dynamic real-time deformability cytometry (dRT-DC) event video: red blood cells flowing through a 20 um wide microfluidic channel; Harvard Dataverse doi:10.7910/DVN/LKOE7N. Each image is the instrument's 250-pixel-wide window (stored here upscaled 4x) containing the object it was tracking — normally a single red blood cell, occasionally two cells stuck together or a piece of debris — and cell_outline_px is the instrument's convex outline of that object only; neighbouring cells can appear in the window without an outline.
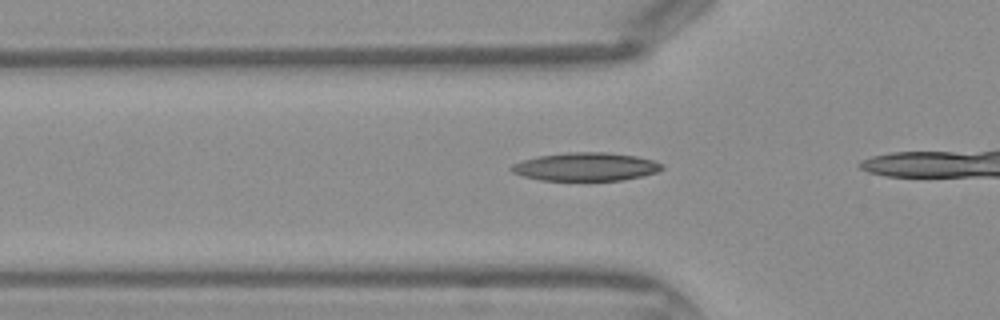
{"species": "Egyptian fruit bat (a non-hibernating species)", "species_latin": "Rousettus aegyptiacus", "temperature_condition": "warm", "stored_images_in_passage": 8, "camera_frame_rate_fps": 3000, "um_per_image_px": 0.085, "frame": {"image": 1, "passage_image": 4, "time_ms": 1.0, "image_size_px": [1000, 320], "cell_outline_px": [[664, 168], [656, 172], [624, 180], [540, 180], [524, 176], [512, 172], [508, 168], [512, 164], [524, 160], [540, 156], [568, 152], [608, 152], [636, 156], [652, 160], [664, 164]], "centroid_in_image_um": [49.8, 14.17], "position_along_channel_um": 76.0, "area_um2": 24.68}}
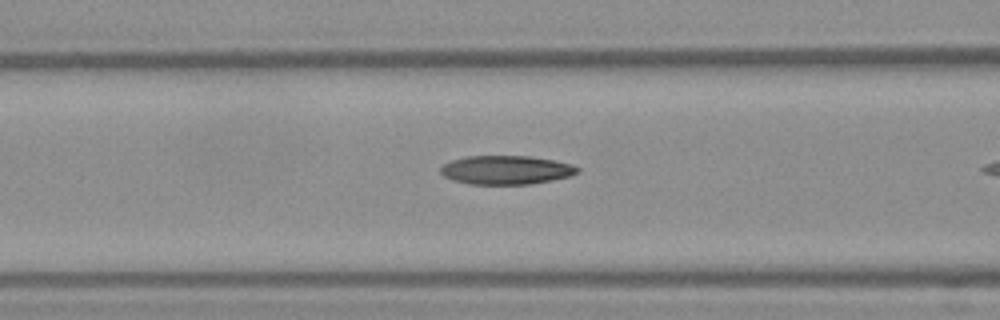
{"frame": {"image": 2, "passage_image": 7, "time_ms": 2.0, "image_size_px": [1000, 320], "cell_outline_px": [[580, 172], [568, 176], [552, 180], [532, 184], [468, 184], [452, 180], [444, 176], [440, 172], [440, 168], [444, 164], [452, 160], [468, 156], [528, 156], [552, 160], [568, 164], [580, 168]], "centroid_in_image_um": [42.99, 14.45], "position_along_channel_um": 123.6, "area_um2": 22.83}}